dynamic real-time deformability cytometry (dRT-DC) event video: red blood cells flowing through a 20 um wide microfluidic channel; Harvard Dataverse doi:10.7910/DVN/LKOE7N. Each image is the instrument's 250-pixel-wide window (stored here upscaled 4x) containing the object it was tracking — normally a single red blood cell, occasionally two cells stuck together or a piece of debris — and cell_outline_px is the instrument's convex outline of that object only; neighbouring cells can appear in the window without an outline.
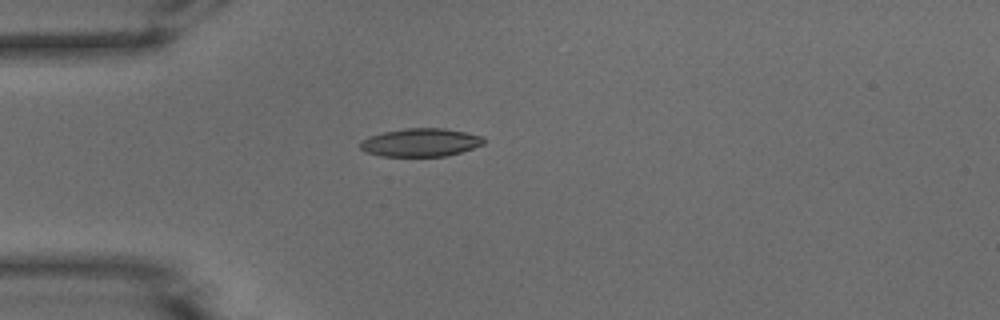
{"species": "common noctule bat (a hibernating species)", "species_latin": "Nyctalus noctula", "temperature_condition": "warm", "stored_images_in_passage": 39, "camera_frame_rate_fps": 3000, "um_per_image_px": 0.085, "animal": {"sex": "male", "body_mass_g": 15.6}, "frame": {"image": 1, "passage_image": 1, "time_ms": 0.0, "image_size_px": [1000, 320], "cell_outline_px": [[484, 144], [448, 156], [380, 156], [364, 152], [360, 148], [360, 140], [368, 136], [384, 132], [404, 128], [444, 128], [484, 136]], "centroid_in_image_um": [35.72, 12.11], "position_along_channel_um": 49.3, "area_um2": 20.4}}
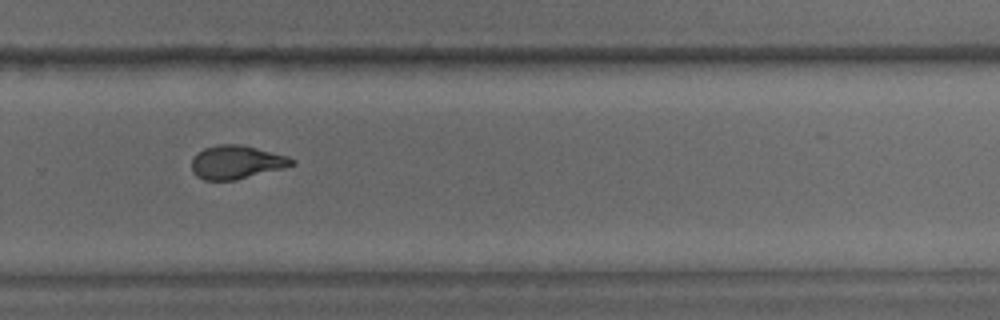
{"frame": {"image": 2, "passage_image": 22, "time_ms": 7.0, "image_size_px": [1000, 320], "cell_outline_px": [[296, 164], [284, 168], [236, 180], [204, 180], [196, 176], [192, 172], [192, 156], [204, 148], [216, 144], [240, 144], [288, 156], [296, 160]], "centroid_in_image_um": [20.09, 13.78], "position_along_channel_um": 309.7, "area_um2": 19.71}}
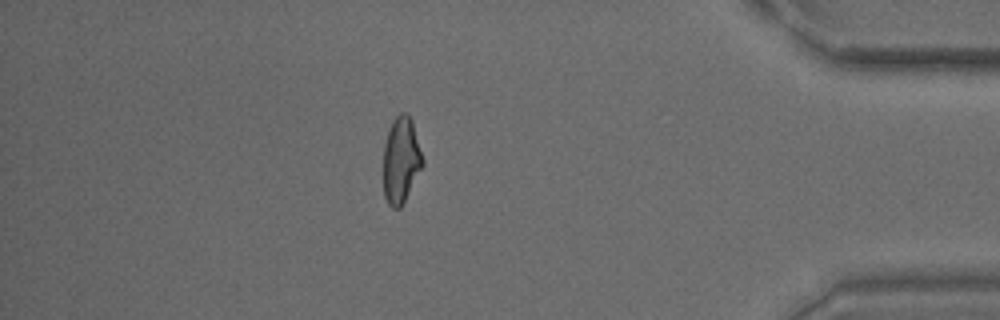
{"frame": {"image": 3, "passage_image": 32, "time_ms": 10.333, "image_size_px": [1000, 320], "cell_outline_px": [[424, 164], [400, 208], [392, 208], [388, 204], [384, 196], [384, 144], [388, 128], [392, 120], [400, 112], [408, 112], [412, 120], [424, 160]], "centroid_in_image_um": [34.09, 13.56], "position_along_channel_um": 401.1, "area_um2": 19.83}, "authors_computed_cell_mechanics": {"area_um2": 20.1722, "velocity_mm_per_s": 3.8914, "shape_relaxation_time_tau1_ms": 8.5264, "shape_relaxation_time_tau2_ms": 1.9278, "deformation_change_tau1": 0.2444, "deformation_change_tau2": 0.0954}}